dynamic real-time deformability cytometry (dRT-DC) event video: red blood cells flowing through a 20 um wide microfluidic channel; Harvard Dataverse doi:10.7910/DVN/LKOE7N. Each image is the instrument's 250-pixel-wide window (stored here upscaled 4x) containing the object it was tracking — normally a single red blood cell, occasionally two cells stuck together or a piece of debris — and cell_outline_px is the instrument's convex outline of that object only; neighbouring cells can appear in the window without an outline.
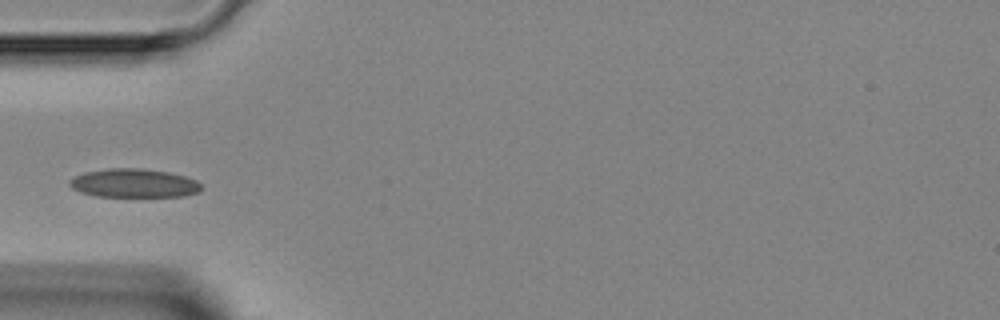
{"species": "Egyptian fruit bat (a non-hibernating species)", "species_latin": "Rousettus aegyptiacus", "temperature_condition": "room temperature", "stored_images_in_passage": 3, "camera_frame_rate_fps": 3000, "um_per_image_px": 0.085, "animal": {"sex": "female"}, "frame": {"image": 1, "passage_image": 3, "time_ms": 2.333, "image_size_px": [1000, 320], "cell_outline_px": [[200, 192], [184, 196], [96, 196], [80, 192], [72, 188], [68, 184], [68, 180], [84, 172], [108, 168], [140, 168], [168, 172], [184, 176], [196, 180], [200, 184]], "centroid_in_image_um": [11.35, 15.56], "position_along_channel_um": 73.6, "area_um2": 21.96}}